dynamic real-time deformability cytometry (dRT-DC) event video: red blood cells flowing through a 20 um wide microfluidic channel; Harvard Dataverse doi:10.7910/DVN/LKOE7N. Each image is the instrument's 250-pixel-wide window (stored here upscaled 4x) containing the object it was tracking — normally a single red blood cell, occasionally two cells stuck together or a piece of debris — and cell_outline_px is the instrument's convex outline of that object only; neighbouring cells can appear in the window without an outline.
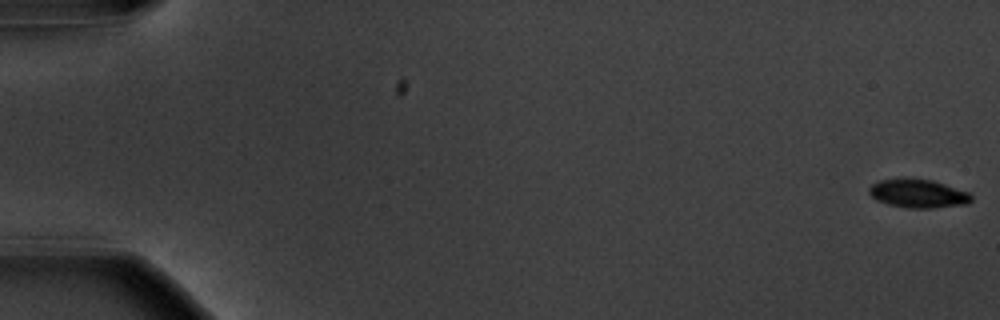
{"species": "common noctule bat (a hibernating species)", "species_latin": "Nyctalus noctula", "temperature_condition": "warm", "stored_images_in_passage": 57, "camera_frame_rate_fps": 3000, "um_per_image_px": 0.085, "animal": {"sex": "male", "body_mass_g": 20.1, "forearm_length_mm": 53.5}, "frame": {"image": 1, "passage_image": 1, "time_ms": 0.0, "image_size_px": [1000, 320], "cell_outline_px": [[972, 200], [968, 204], [932, 208], [908, 208], [888, 204], [876, 200], [868, 192], [868, 188], [872, 184], [880, 180], [904, 176], [932, 180], [972, 192]], "centroid_in_image_um": [78.05, 16.42], "position_along_channel_um": 6.9, "area_um2": 17.57}}
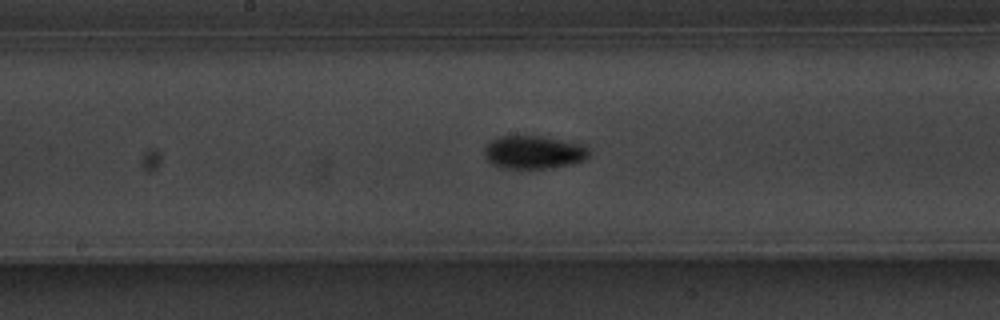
{"frame": {"image": 2, "passage_image": 31, "time_ms": 10.0, "image_size_px": [1000, 320], "cell_outline_px": [[592, 156], [584, 160], [572, 164], [552, 168], [504, 168], [492, 164], [484, 156], [484, 148], [492, 140], [504, 136], [540, 136], [588, 144], [592, 148]], "centroid_in_image_um": [45.49, 12.94], "position_along_channel_um": 202.7, "area_um2": 20.63}}
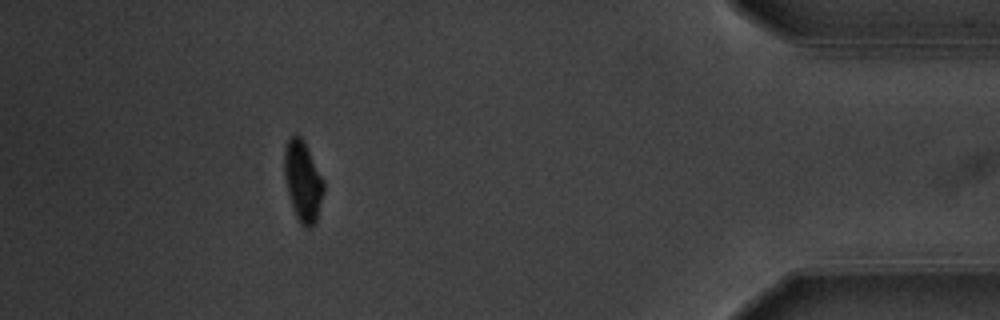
{"frame": {"image": 3, "passage_image": 52, "time_ms": 17.0, "image_size_px": [1000, 320], "cell_outline_px": [[324, 192], [316, 224], [312, 228], [304, 228], [300, 224], [292, 208], [284, 176], [284, 152], [288, 140], [296, 132], [304, 140], [324, 180]], "centroid_in_image_um": [25.76, 15.44], "position_along_channel_um": 409.4, "area_um2": 18.79}, "authors_computed_cell_mechanics": {"area_um2": 18.4382, "velocity_mm_per_s": 3.6344, "shape_relaxation_time_tau1_ms": 2.5404, "shape_relaxation_time_tau2_ms": null, "deformation_change_tau1": 0.1428, "deformation_change_tau2": null}}